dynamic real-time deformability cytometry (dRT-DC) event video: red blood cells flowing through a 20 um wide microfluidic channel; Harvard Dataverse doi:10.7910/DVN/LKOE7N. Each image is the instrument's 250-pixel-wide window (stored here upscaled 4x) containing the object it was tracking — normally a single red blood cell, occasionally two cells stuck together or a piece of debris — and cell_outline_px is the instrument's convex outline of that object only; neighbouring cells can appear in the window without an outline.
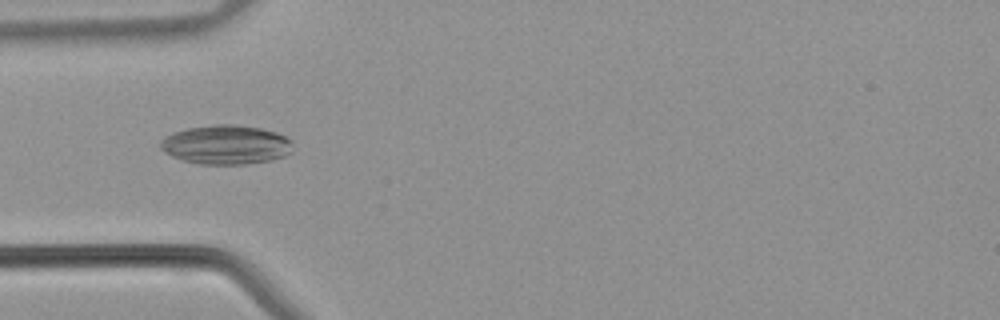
{"species": "common noctule bat (a hibernating species)", "species_latin": "Nyctalus noctula", "temperature_condition": "warm", "stored_images_in_passage": 39, "camera_frame_rate_fps": 3000, "um_per_image_px": 0.085, "animal": {"sex": "male", "body_mass_g": 21.5, "forearm_length_mm": 52.0}, "frame": {"image": 1, "passage_image": 11, "time_ms": 3.333, "image_size_px": [1000, 320], "cell_outline_px": [[292, 152], [284, 156], [272, 160], [244, 164], [196, 164], [172, 156], [164, 152], [160, 148], [160, 140], [164, 136], [172, 132], [188, 128], [212, 124], [232, 124], [260, 128], [276, 132], [288, 136], [292, 140]], "centroid_in_image_um": [19.21, 12.29], "position_along_channel_um": 65.8, "area_um2": 30.58}}
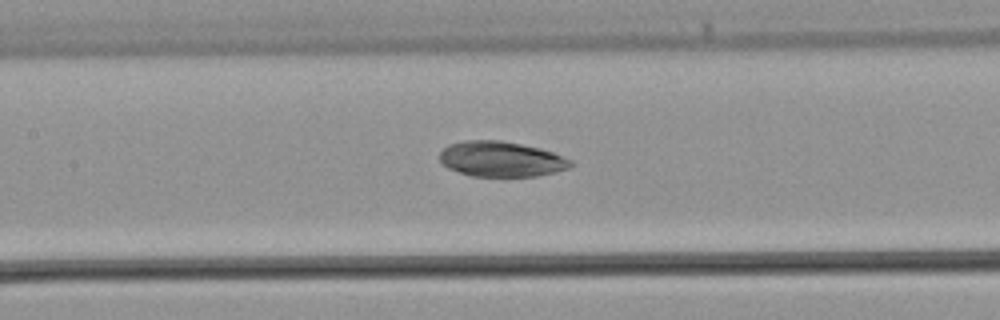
{"frame": {"image": 2, "passage_image": 17, "time_ms": 5.333, "image_size_px": [1000, 320], "cell_outline_px": [[572, 164], [568, 168], [556, 172], [536, 176], [472, 176], [448, 168], [440, 160], [440, 152], [448, 144], [464, 140], [500, 140], [540, 148], [552, 152], [572, 160]], "centroid_in_image_um": [42.59, 13.51], "position_along_channel_um": 164.8, "area_um2": 26.82}}
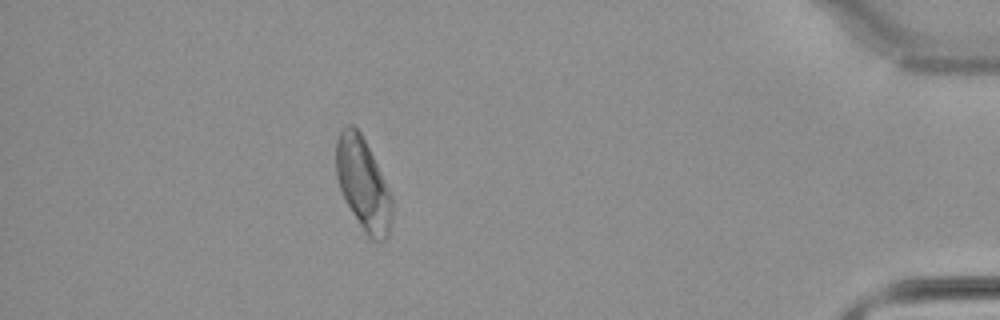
{"frame": {"image": 3, "passage_image": 35, "time_ms": 11.333, "image_size_px": [1000, 320], "cell_outline_px": [[392, 220], [388, 236], [384, 240], [368, 240], [344, 200], [336, 176], [336, 140], [340, 132], [348, 124], [352, 124], [360, 132], [384, 180], [392, 200]], "centroid_in_image_um": [30.84, 15.71], "position_along_channel_um": 404.4, "area_um2": 29.88}}